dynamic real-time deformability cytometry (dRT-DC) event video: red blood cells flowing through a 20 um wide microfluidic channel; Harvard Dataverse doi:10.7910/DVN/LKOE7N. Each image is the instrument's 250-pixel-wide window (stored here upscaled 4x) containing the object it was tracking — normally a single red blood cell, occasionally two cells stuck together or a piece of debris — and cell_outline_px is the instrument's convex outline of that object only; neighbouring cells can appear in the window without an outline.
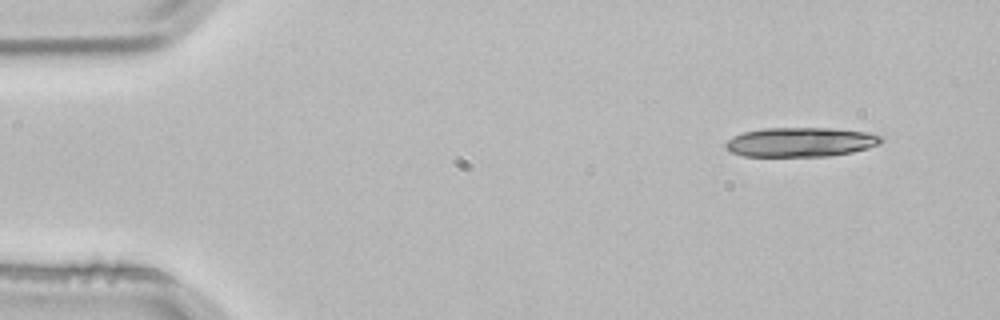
{"species": "common noctule bat (a hibernating species)", "species_latin": "Nyctalus noctula", "temperature_condition": "room temperature", "stored_images_in_passage": 3, "camera_frame_rate_fps": 3000, "um_per_image_px": 0.085, "animal": {"sex": "male", "body_mass_g": 21.5, "forearm_length_mm": 52.0}, "frame": {"image": 1, "passage_image": 1, "time_ms": 0.0, "image_size_px": [1000, 320], "cell_outline_px": [[884, 140], [880, 144], [868, 148], [852, 152], [828, 156], [744, 156], [732, 152], [724, 144], [732, 136], [744, 132], [764, 128], [832, 128], [868, 132], [884, 136]], "centroid_in_image_um": [68.11, 12.07], "position_along_channel_um": 16.9, "area_um2": 26.7}}